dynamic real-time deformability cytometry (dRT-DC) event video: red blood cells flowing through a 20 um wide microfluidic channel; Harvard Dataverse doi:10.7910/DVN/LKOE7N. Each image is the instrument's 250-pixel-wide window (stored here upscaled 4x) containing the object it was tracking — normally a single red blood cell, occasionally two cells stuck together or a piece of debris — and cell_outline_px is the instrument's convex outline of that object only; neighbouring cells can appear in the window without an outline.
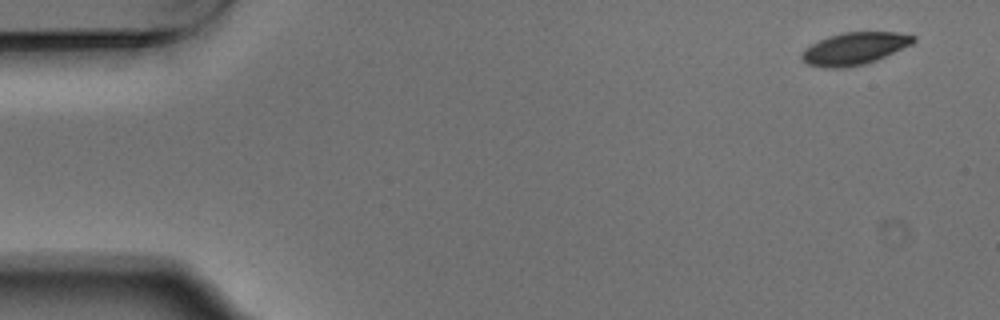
{"species": "Egyptian fruit bat (a non-hibernating species)", "species_latin": "Rousettus aegyptiacus", "temperature_condition": "warm", "stored_images_in_passage": 5, "camera_frame_rate_fps": 3000, "um_per_image_px": 0.085, "animal": {"sex": "male"}, "frame": {"image": 1, "passage_image": 1, "time_ms": 0.0, "image_size_px": [1000, 320], "cell_outline_px": [[916, 40], [912, 44], [876, 60], [864, 64], [844, 68], [824, 68], [808, 64], [800, 56], [804, 48], [828, 36], [844, 32], [896, 32], [916, 36]], "centroid_in_image_um": [72.63, 4.13], "position_along_channel_um": 12.4, "area_um2": 20.92}}
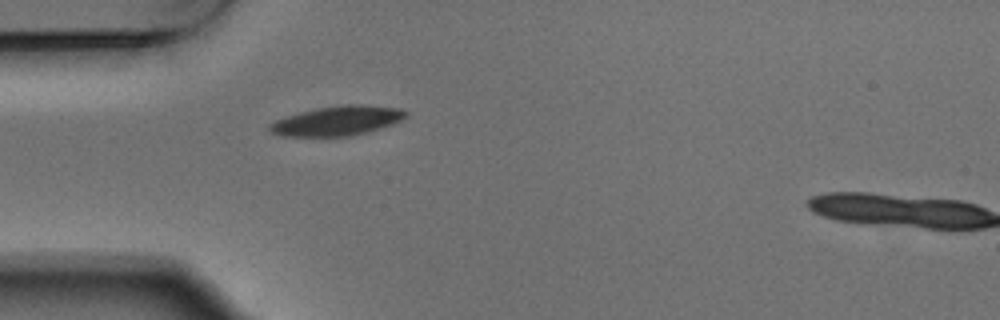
{"frame": {"image": 2, "passage_image": 4, "time_ms": 1.0, "image_size_px": [1000, 320], "cell_outline_px": [[408, 116], [392, 124], [368, 132], [352, 136], [280, 136], [272, 132], [268, 128], [268, 124], [276, 120], [300, 112], [316, 108], [344, 104], [364, 104], [400, 108], [408, 112]], "centroid_in_image_um": [28.69, 10.26], "position_along_channel_um": 56.3, "area_um2": 23.52}}